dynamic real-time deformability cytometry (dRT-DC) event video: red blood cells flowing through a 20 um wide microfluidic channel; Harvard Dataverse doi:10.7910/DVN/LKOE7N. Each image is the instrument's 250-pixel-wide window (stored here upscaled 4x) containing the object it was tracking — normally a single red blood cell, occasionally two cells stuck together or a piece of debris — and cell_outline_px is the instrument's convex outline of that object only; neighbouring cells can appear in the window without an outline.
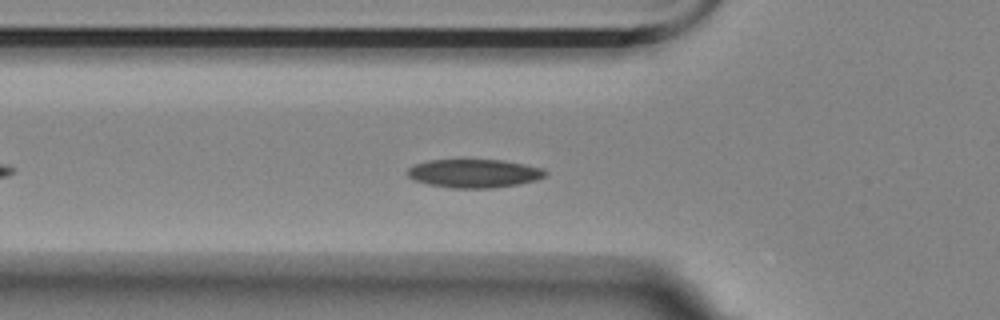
{"species": "Egyptian fruit bat (a non-hibernating species)", "species_latin": "Rousettus aegyptiacus", "temperature_condition": "room temperature", "stored_images_in_passage": 31, "camera_frame_rate_fps": 3000, "um_per_image_px": 0.085, "animal": {"sex": "female"}, "frame": {"image": 1, "passage_image": 9, "time_ms": 2.667, "image_size_px": [1000, 320], "cell_outline_px": [[548, 172], [544, 176], [536, 180], [516, 184], [492, 188], [452, 188], [428, 184], [416, 180], [408, 176], [408, 168], [416, 164], [428, 160], [504, 160], [544, 168]], "centroid_in_image_um": [40.32, 14.73], "position_along_channel_um": 85.5, "area_um2": 22.72}}
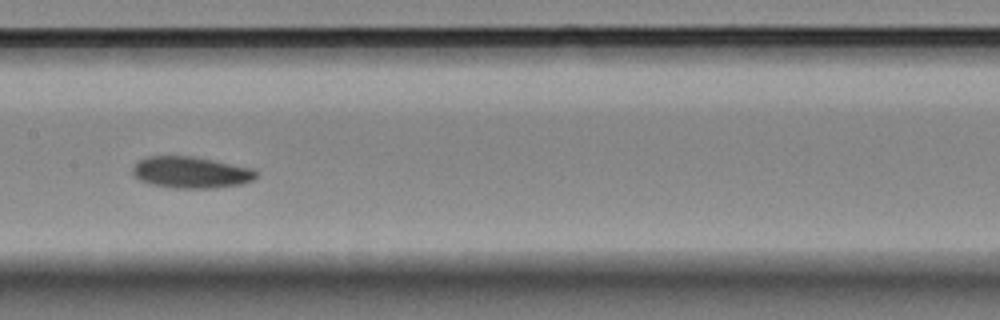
{"frame": {"image": 2, "passage_image": 18, "time_ms": 5.667, "image_size_px": [1000, 320], "cell_outline_px": [[256, 176], [252, 180], [240, 184], [212, 188], [172, 188], [148, 184], [132, 176], [132, 164], [144, 156], [192, 156], [252, 168], [256, 172]], "centroid_in_image_um": [16.12, 14.65], "position_along_channel_um": 191.3, "area_um2": 22.83}}
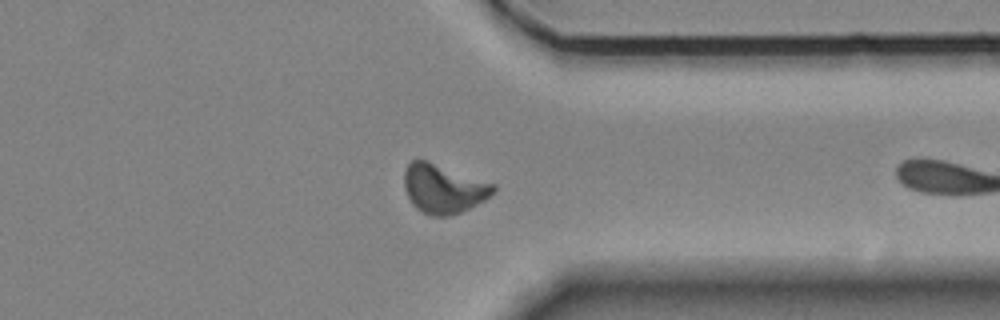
{"frame": {"image": 3, "passage_image": 30, "time_ms": 9.667, "image_size_px": [1000, 320], "cell_outline_px": [[496, 192], [484, 200], [460, 212], [448, 216], [432, 216], [416, 208], [412, 204], [404, 188], [404, 172], [408, 164], [412, 160], [428, 160], [496, 184]], "centroid_in_image_um": [37.7, 16.02], "position_along_channel_um": 373.7, "area_um2": 25.49}}